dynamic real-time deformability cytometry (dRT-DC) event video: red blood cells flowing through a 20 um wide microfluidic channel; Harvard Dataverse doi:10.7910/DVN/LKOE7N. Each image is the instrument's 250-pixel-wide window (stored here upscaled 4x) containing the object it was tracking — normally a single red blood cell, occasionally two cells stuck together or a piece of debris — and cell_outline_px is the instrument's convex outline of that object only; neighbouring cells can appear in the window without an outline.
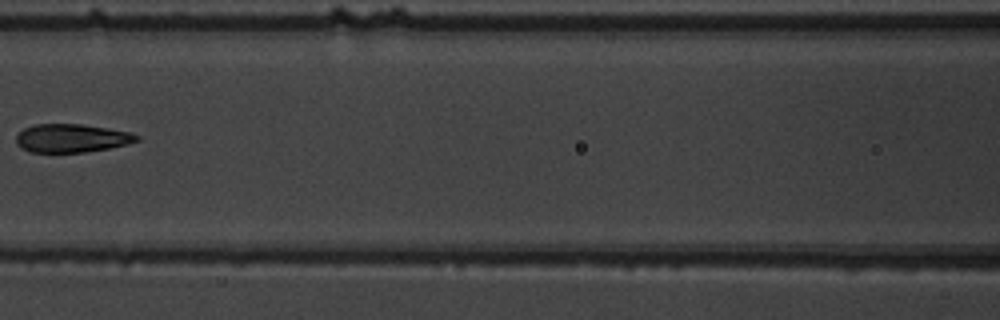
{"species": "common noctule bat (a hibernating species)", "species_latin": "Nyctalus noctula", "temperature_condition": "warm", "stored_images_in_passage": 8, "camera_frame_rate_fps": 3000, "um_per_image_px": 0.085, "animal": {"sex": "male", "body_mass_g": 19.5, "forearm_length_mm": 54.6}, "frame": {"image": 1, "passage_image": 7, "time_ms": 8.0, "image_size_px": [1000, 320], "cell_outline_px": [[140, 140], [128, 144], [108, 148], [84, 152], [28, 152], [20, 148], [16, 144], [16, 136], [24, 128], [32, 124], [80, 124], [132, 132], [140, 136]], "centroid_in_image_um": [6.07, 11.74], "position_along_channel_um": 160.5, "area_um2": 20.06}}
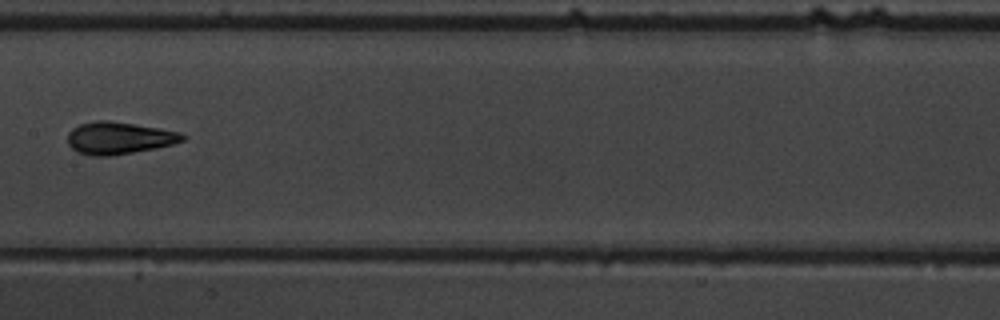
{"frame": {"image": 2, "passage_image": 8, "time_ms": 9.0, "image_size_px": [1000, 320], "cell_outline_px": [[188, 136], [184, 140], [172, 144], [156, 148], [108, 156], [92, 156], [76, 152], [68, 144], [68, 132], [72, 128], [80, 124], [96, 120], [108, 120], [160, 128], [180, 132]], "centroid_in_image_um": [10.1, 11.73], "position_along_channel_um": 197.3, "area_um2": 21.62}}